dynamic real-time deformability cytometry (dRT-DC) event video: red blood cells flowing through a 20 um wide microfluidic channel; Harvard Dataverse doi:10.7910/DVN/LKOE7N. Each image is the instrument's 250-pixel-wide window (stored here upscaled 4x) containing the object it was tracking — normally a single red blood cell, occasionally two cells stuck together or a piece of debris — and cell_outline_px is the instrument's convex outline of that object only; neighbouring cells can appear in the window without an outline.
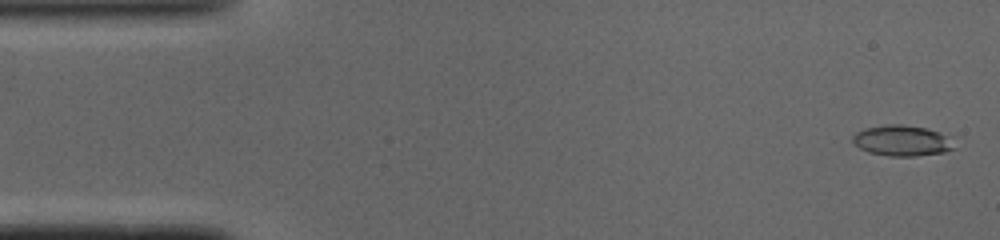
{"species": "common noctule bat (a hibernating species)", "species_latin": "Nyctalus noctula", "temperature_condition": "cold", "stored_images_in_passage": 49, "camera_frame_rate_fps": 3000, "um_per_image_px": 0.085, "animal": {"sex": "male", "body_mass_g": 19.0, "forearm_length_mm": 50.8}, "frame": {"image": 1, "passage_image": 2, "time_ms": 0.333, "image_size_px": [1000, 240], "cell_outline_px": [[956, 148], [944, 152], [916, 156], [888, 156], [868, 152], [860, 148], [852, 140], [852, 136], [856, 132], [864, 128], [888, 124], [900, 124], [924, 128], [936, 132], [944, 136]], "centroid_in_image_um": [76.59, 11.96], "position_along_channel_um": 8.4, "area_um2": 17.8}}
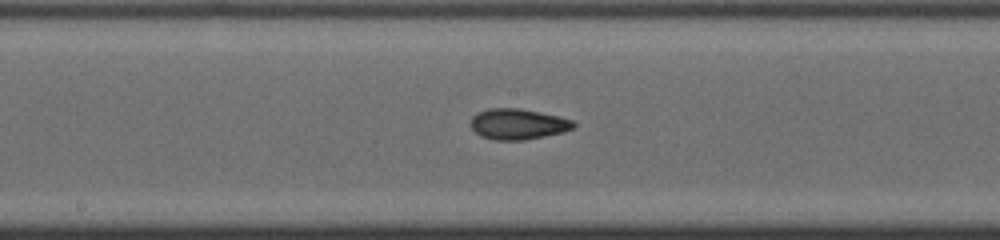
{"frame": {"image": 2, "passage_image": 25, "time_ms": 8.0, "image_size_px": [1000, 240], "cell_outline_px": [[576, 124], [572, 128], [564, 132], [524, 140], [492, 140], [480, 136], [472, 128], [472, 116], [488, 108], [520, 108], [560, 116], [572, 120]], "centroid_in_image_um": [44.04, 10.55], "position_along_channel_um": 204.2, "area_um2": 18.38}}
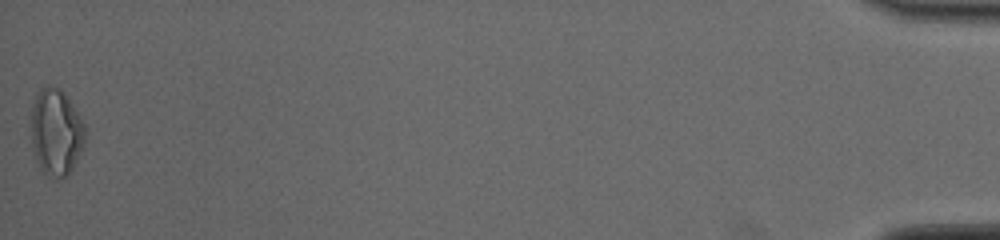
{"frame": {"image": 3, "passage_image": 49, "time_ms": 16.0, "image_size_px": [1000, 240], "cell_outline_px": [[84, 144], [68, 176], [56, 180], [44, 172], [40, 168], [36, 160], [32, 148], [28, 120], [32, 104], [36, 92], [40, 88], [48, 84], [60, 88], [64, 92], [72, 104], [84, 124]], "centroid_in_image_um": [4.7, 11.2], "position_along_channel_um": 430.5, "area_um2": 27.92}, "authors_computed_cell_mechanics": {"area_um2": 17.918, "velocity_mm_per_s": 4.1166, "shape_relaxation_time_tau1_ms": 3.8255, "shape_relaxation_time_tau2_ms": 3.4582, "deformation_change_tau1": 0.1569, "deformation_change_tau2": 0.1158}}